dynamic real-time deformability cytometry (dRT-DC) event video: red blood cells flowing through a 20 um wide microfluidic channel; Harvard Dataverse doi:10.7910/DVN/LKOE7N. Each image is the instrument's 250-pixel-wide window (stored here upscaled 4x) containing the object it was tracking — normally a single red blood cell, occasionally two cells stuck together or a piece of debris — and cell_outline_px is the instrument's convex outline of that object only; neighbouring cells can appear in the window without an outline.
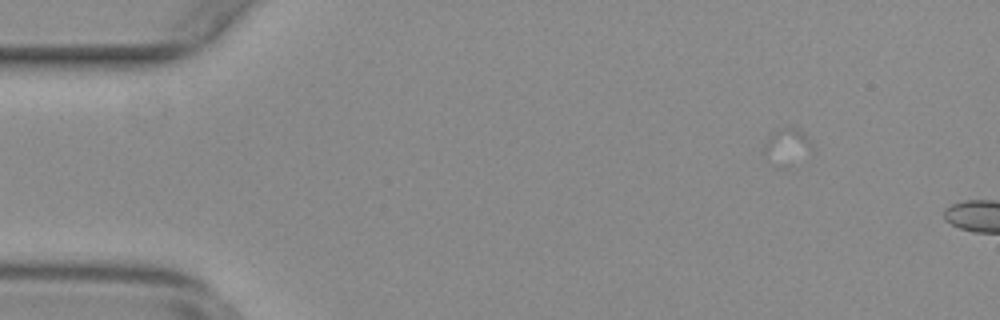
{"species": "common noctule bat (a hibernating species)", "species_latin": "Nyctalus noctula", "temperature_condition": "warm", "stored_images_in_passage": 7, "camera_frame_rate_fps": 3000, "um_per_image_px": 0.085, "animal": {"sex": "female", "body_mass_g": 29.2, "forearm_length_mm": 56.3}, "frame": {"image": 1, "passage_image": 3, "time_ms": 0.667, "image_size_px": [1000, 320], "cell_outline_px": [[812, 152], [788, 164], [776, 168], [768, 164], [764, 160], [764, 148], [772, 132], [784, 128], [796, 128], [808, 136], [812, 148]], "centroid_in_image_um": [66.84, 12.5], "position_along_channel_um": 18.2, "area_um2": 10.06}}